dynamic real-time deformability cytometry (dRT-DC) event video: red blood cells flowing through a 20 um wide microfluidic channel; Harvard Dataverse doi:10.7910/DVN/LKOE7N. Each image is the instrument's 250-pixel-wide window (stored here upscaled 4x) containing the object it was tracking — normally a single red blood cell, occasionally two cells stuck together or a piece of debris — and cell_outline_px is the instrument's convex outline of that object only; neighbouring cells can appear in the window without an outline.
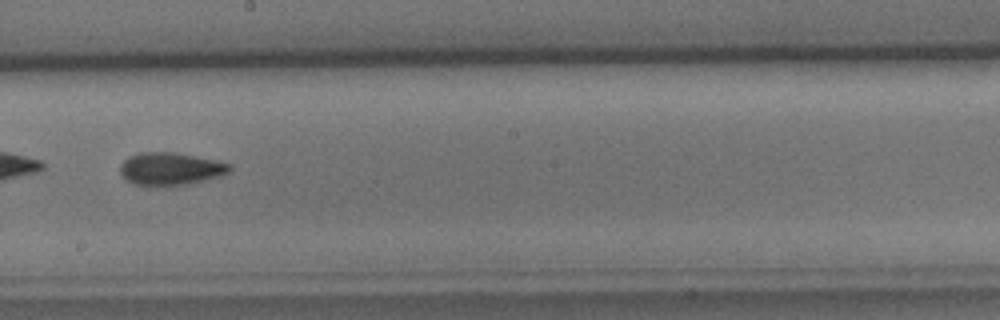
{"species": "common noctule bat (a hibernating species)", "species_latin": "Nyctalus noctula", "temperature_condition": "cold", "stored_images_in_passage": 51, "camera_frame_rate_fps": 3000, "um_per_image_px": 0.085, "animal": {"sex": "male", "body_mass_g": 15.6}, "frame": {"image": 1, "passage_image": 30, "time_ms": 9.667, "image_size_px": [1000, 320], "cell_outline_px": [[232, 168], [228, 172], [220, 176], [172, 188], [164, 188], [132, 184], [120, 172], [120, 164], [128, 156], [140, 152], [172, 152], [216, 160], [232, 164]], "centroid_in_image_um": [14.47, 14.38], "position_along_channel_um": 233.7, "area_um2": 21.33}, "authors_computed_cell_mechanics": {"area_um2": 20.7502, "velocity_mm_per_s": 4.002, "shape_relaxation_time_tau1_ms": 4.5366, "shape_relaxation_time_tau2_ms": 3.9374, "deformation_change_tau1": 0.1266, "deformation_change_tau2": 0.1023}}